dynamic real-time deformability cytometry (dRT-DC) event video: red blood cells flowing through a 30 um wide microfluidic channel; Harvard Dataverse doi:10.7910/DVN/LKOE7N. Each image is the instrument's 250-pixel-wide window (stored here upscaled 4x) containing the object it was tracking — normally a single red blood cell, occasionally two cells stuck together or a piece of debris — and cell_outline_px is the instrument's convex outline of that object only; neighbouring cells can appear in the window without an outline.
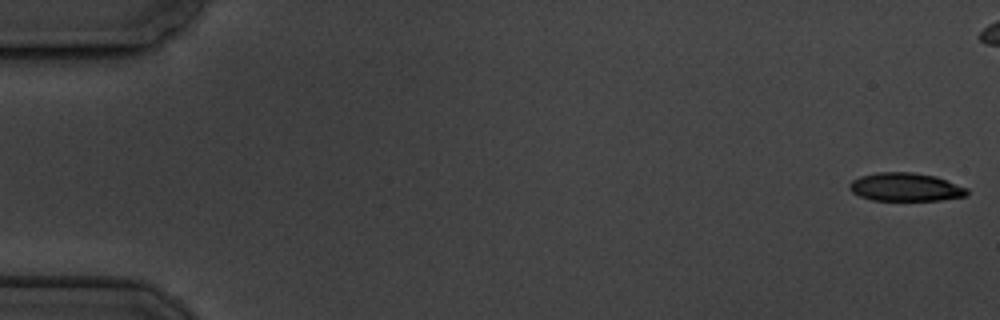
{"species": "common noctule bat (a hibernating species)", "species_latin": "Nyctalus noctula", "temperature_condition": "cold", "stored_images_in_passage": 9, "camera_frame_rate_fps": 3000, "um_per_image_px": 0.085, "animal": {"sex": "male", "body_mass_g": 19.5, "forearm_length_mm": 54.6}, "frame": {"image": 1, "passage_image": 1, "time_ms": 0.0, "image_size_px": [1000, 320], "cell_outline_px": [[968, 192], [964, 196], [940, 200], [872, 200], [860, 196], [852, 192], [848, 188], [848, 184], [852, 180], [860, 176], [876, 172], [912, 172], [936, 176], [968, 188]], "centroid_in_image_um": [76.94, 15.89], "position_along_channel_um": 8.1, "area_um2": 19.42}}
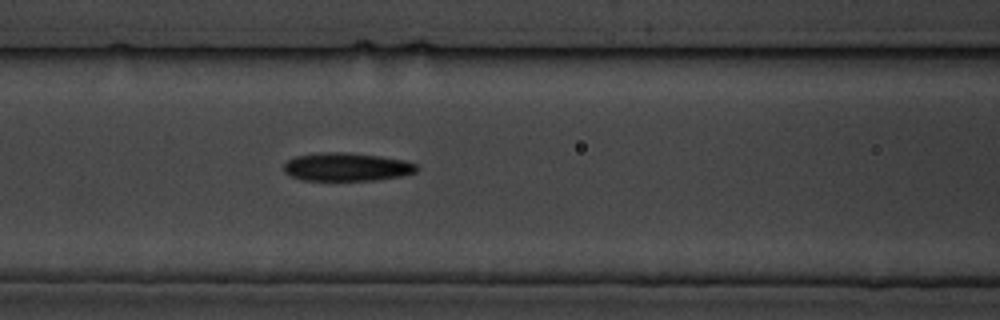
{"frame": {"image": 2, "passage_image": 8, "time_ms": 8.0, "image_size_px": [1000, 320], "cell_outline_px": [[420, 168], [416, 172], [404, 176], [372, 180], [300, 180], [284, 172], [284, 164], [288, 160], [296, 156], [320, 152], [348, 152], [380, 156], [404, 160], [416, 164]], "centroid_in_image_um": [29.49, 14.18], "position_along_channel_um": 137.1, "area_um2": 22.02}}